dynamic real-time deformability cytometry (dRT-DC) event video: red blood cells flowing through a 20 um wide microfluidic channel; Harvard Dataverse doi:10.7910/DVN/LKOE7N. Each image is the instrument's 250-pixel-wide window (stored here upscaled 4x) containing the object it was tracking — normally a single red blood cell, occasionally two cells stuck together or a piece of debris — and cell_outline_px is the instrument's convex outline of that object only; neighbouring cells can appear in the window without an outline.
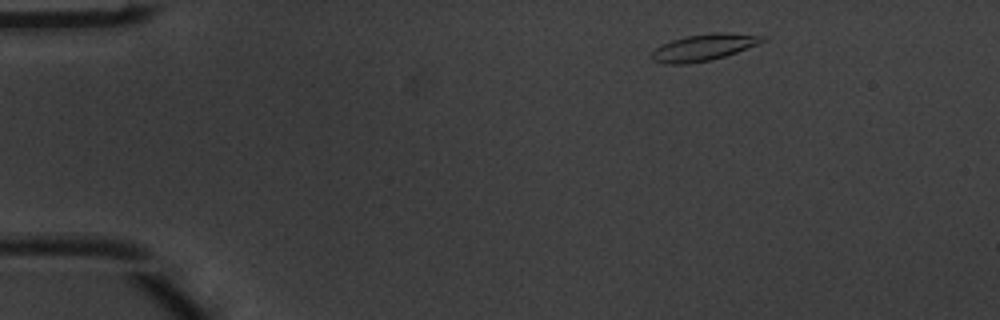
{"species": "common noctule bat (a hibernating species)", "species_latin": "Nyctalus noctula", "temperature_condition": "warm", "stored_images_in_passage": 3, "camera_frame_rate_fps": 3000, "um_per_image_px": 0.085, "animal": {"sex": "male", "body_mass_g": 20.1, "forearm_length_mm": 53.5}, "frame": {"image": 1, "passage_image": 1, "time_ms": 0.0, "image_size_px": [1000, 320], "cell_outline_px": [[768, 40], [736, 52], [712, 60], [688, 64], [664, 64], [652, 60], [648, 56], [656, 48], [672, 40], [688, 36], [712, 32], [724, 32], [768, 36]], "centroid_in_image_um": [59.82, 4.03], "position_along_channel_um": 25.2, "area_um2": 17.28}}